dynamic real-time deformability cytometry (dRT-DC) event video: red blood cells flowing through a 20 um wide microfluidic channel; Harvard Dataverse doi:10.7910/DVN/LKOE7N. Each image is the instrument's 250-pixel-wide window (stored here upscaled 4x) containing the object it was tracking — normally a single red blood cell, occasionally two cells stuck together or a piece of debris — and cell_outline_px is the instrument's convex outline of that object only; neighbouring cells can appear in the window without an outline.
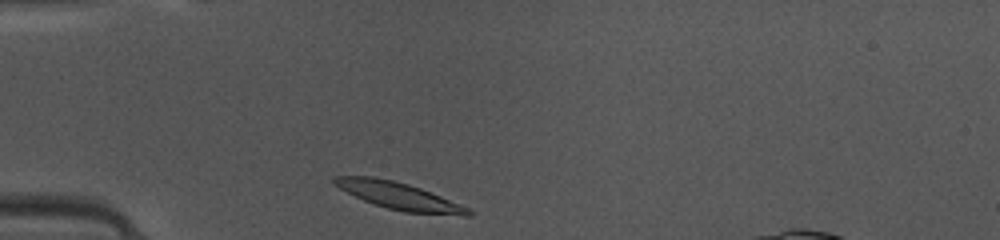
{"species": "common noctule bat (a hibernating species)", "species_latin": "Nyctalus noctula", "temperature_condition": "warm", "stored_images_in_passage": 37, "camera_frame_rate_fps": 3000, "um_per_image_px": 0.085, "animal": {"sex": "female", "body_mass_g": 10.0, "forearm_length_mm": 53.1}, "frame": {"image": 1, "passage_image": 1, "time_ms": 0.0, "image_size_px": [1000, 240], "cell_outline_px": [[476, 212], [472, 216], [464, 216], [404, 212], [388, 208], [364, 200], [340, 188], [332, 180], [332, 176], [372, 176], [392, 180], [408, 184], [420, 188], [440, 196], [468, 208]], "centroid_in_image_um": [33.97, 16.66], "position_along_channel_um": 51.0, "area_um2": 20.87}}
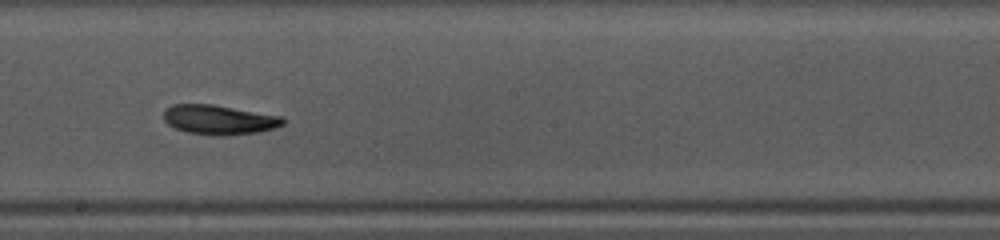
{"frame": {"image": 2, "passage_image": 15, "time_ms": 4.667, "image_size_px": [1000, 240], "cell_outline_px": [[284, 124], [260, 132], [224, 136], [216, 136], [188, 132], [176, 128], [168, 124], [164, 120], [164, 112], [172, 104], [212, 104], [284, 116]], "centroid_in_image_um": [18.65, 10.18], "position_along_channel_um": 229.5, "area_um2": 20.58}}
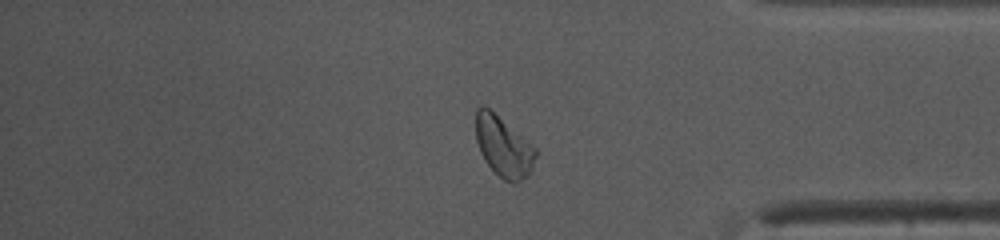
{"frame": {"image": 3, "passage_image": 28, "time_ms": 9.0, "image_size_px": [1000, 240], "cell_outline_px": [[536, 156], [532, 168], [528, 176], [512, 184], [504, 180], [484, 160], [480, 152], [476, 140], [476, 108], [480, 104], [484, 104], [536, 148]], "centroid_in_image_um": [42.78, 12.45], "position_along_channel_um": 392.4, "area_um2": 20.87}, "authors_computed_cell_mechanics": {"area_um2": 20.6924, "velocity_mm_per_s": 4.1104, "shape_relaxation_time_tau1_ms": 3.2268, "shape_relaxation_time_tau2_ms": 7.0304, "deformation_change_tau1": 0.1124, "deformation_change_tau2": 0.1116}}